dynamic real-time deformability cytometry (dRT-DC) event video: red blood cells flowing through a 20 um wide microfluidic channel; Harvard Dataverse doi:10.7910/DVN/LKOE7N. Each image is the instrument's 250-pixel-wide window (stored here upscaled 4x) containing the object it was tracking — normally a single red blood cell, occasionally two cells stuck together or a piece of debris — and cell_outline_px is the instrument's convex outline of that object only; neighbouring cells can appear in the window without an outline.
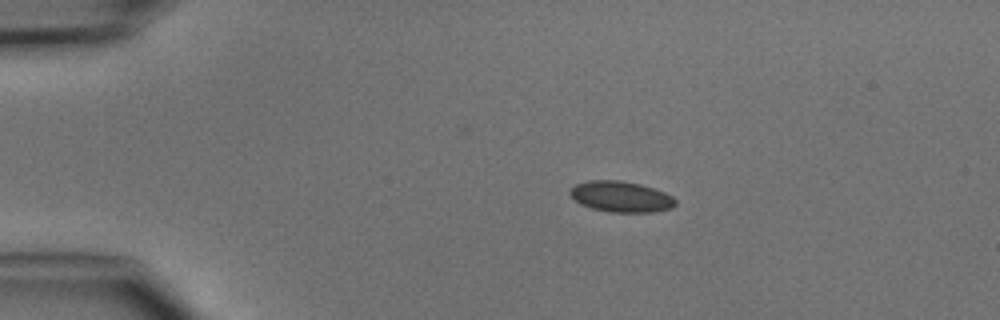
{"species": "common noctule bat (a hibernating species)", "species_latin": "Nyctalus noctula", "temperature_condition": "cold", "stored_images_in_passage": 39, "camera_frame_rate_fps": 3000, "um_per_image_px": 0.085, "animal": {"sex": "male", "body_mass_g": 15.6}, "frame": {"image": 1, "passage_image": 1, "time_ms": 0.0, "image_size_px": [1000, 320], "cell_outline_px": [[676, 204], [672, 208], [652, 212], [612, 212], [592, 208], [580, 204], [568, 192], [576, 184], [588, 180], [620, 180], [640, 184], [656, 188], [672, 196], [676, 200]], "centroid_in_image_um": [52.81, 16.71], "position_along_channel_um": 32.2, "area_um2": 18.96}}
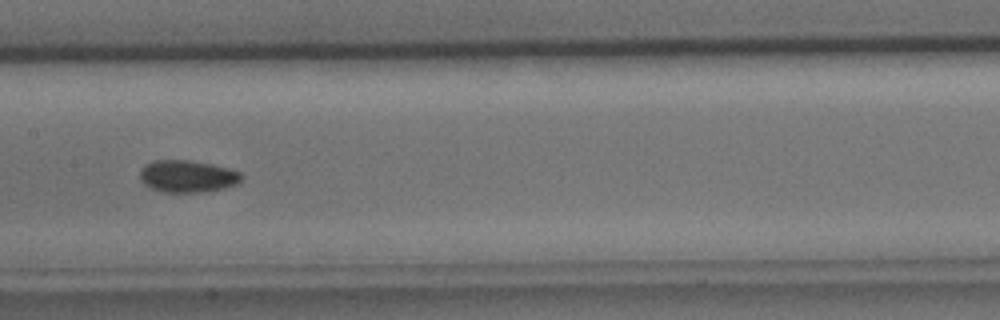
{"frame": {"image": 2, "passage_image": 16, "time_ms": 5.0, "image_size_px": [1000, 320], "cell_outline_px": [[244, 176], [236, 184], [224, 188], [200, 192], [164, 192], [152, 188], [144, 184], [140, 180], [140, 168], [152, 160], [188, 160], [212, 164], [228, 168], [240, 172]], "centroid_in_image_um": [15.92, 14.97], "position_along_channel_um": 191.5, "area_um2": 19.02}}
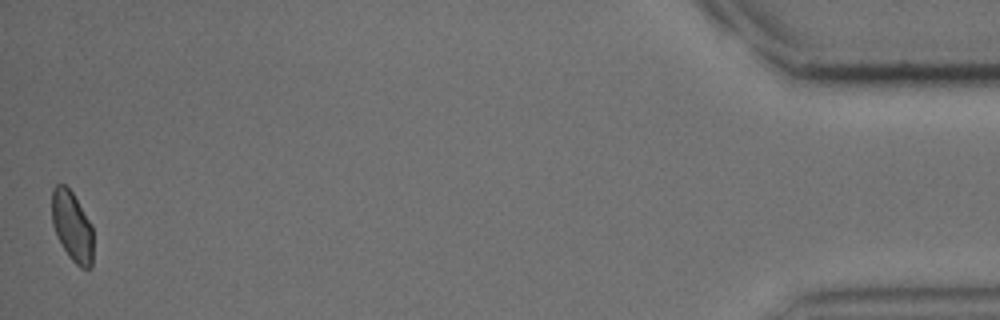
{"frame": {"image": 3, "passage_image": 39, "time_ms": 12.667, "image_size_px": [1000, 320], "cell_outline_px": [[92, 268], [80, 268], [68, 256], [56, 236], [52, 224], [52, 188], [56, 184], [64, 184], [72, 192], [92, 224]], "centroid_in_image_um": [6.12, 19.24], "position_along_channel_um": 429.1, "area_um2": 16.99}}